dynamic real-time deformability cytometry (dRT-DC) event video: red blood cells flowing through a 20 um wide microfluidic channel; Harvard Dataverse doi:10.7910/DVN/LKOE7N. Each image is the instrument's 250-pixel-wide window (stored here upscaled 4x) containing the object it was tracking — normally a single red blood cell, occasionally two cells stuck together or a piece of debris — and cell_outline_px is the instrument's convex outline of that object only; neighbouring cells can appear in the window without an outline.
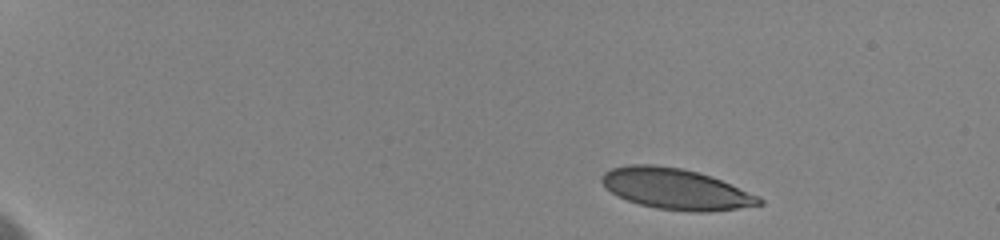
{"species": "human", "species_latin": "Homo sapiens", "temperature_condition": "cold", "stored_images_in_passage": 37, "camera_frame_rate_fps": 3000, "um_per_image_px": 0.085, "donor": {"sex": "female"}, "frame": {"image": 1, "passage_image": 1, "time_ms": 0.0, "image_size_px": [1000, 240], "cell_outline_px": [[764, 204], [708, 212], [692, 212], [656, 208], [640, 204], [628, 200], [612, 192], [600, 180], [600, 176], [604, 172], [612, 168], [628, 164], [652, 164], [680, 168], [696, 172], [720, 180], [760, 196], [764, 200]], "centroid_in_image_um": [57.44, 16.06], "position_along_channel_um": 27.6, "area_um2": 37.11}}
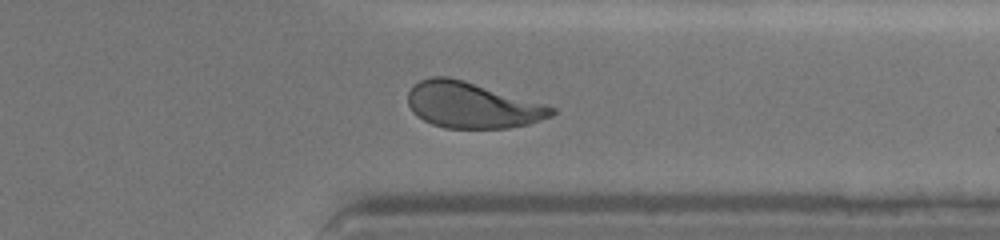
{"frame": {"image": 2, "passage_image": 29, "time_ms": 13.0, "image_size_px": [1000, 240], "cell_outline_px": [[556, 112], [552, 116], [528, 124], [508, 128], [444, 128], [432, 124], [416, 116], [412, 112], [408, 104], [408, 92], [420, 80], [432, 76], [448, 76], [464, 80], [544, 104], [556, 108]], "centroid_in_image_um": [40.11, 8.94], "position_along_channel_um": 371.3, "area_um2": 38.32}}
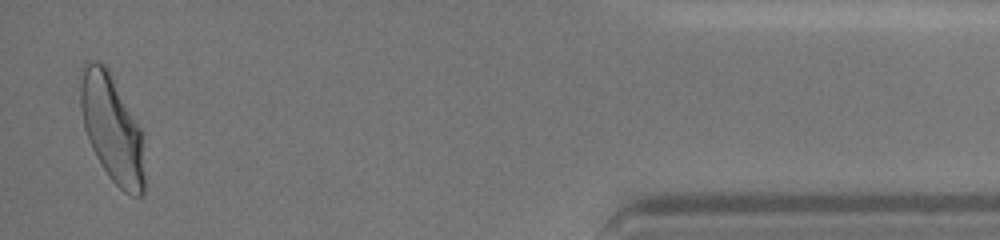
{"frame": {"image": 3, "passage_image": 36, "time_ms": 16.0, "image_size_px": [1000, 240], "cell_outline_px": [[144, 192], [140, 196], [132, 196], [124, 192], [108, 176], [96, 156], [88, 140], [84, 128], [80, 108], [80, 68], [84, 60], [92, 60], [104, 64], [108, 68], [140, 128], [144, 176]], "centroid_in_image_um": [9.47, 10.87], "position_along_channel_um": 425.7, "area_um2": 40.0}, "authors_computed_cell_mechanics": {"area_um2": 38.8994, "velocity_mm_per_s": 3.5985, "shape_relaxation_time_tau1_ms": 4.0427, "shape_relaxation_time_tau2_ms": 1.079, "deformation_change_tau1": 0.1556, "deformation_change_tau2": 0.0704}}